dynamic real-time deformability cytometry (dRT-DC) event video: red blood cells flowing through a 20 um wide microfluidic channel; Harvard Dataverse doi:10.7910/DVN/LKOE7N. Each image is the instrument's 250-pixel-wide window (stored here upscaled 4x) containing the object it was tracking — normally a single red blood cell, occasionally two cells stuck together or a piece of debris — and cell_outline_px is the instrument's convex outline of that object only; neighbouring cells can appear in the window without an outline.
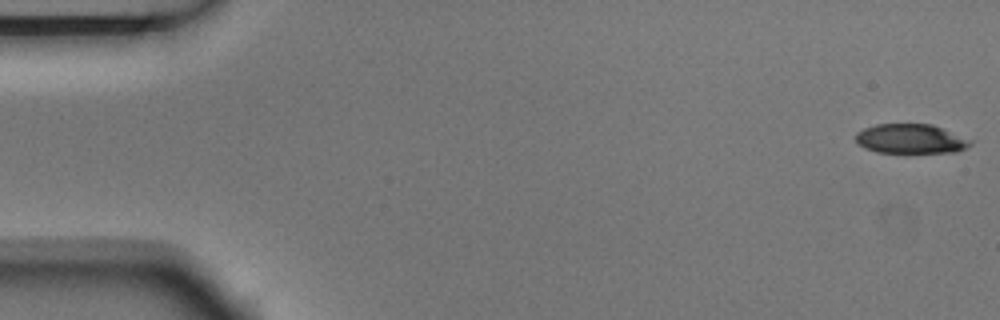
{"species": "Egyptian fruit bat (a non-hibernating species)", "species_latin": "Rousettus aegyptiacus", "temperature_condition": "room temperature", "stored_images_in_passage": 6, "camera_frame_rate_fps": 3000, "um_per_image_px": 0.085, "animal": {"sex": "male"}, "frame": {"image": 1, "passage_image": 1, "time_ms": 0.0, "image_size_px": [1000, 320], "cell_outline_px": [[976, 140], [968, 148], [956, 152], [876, 152], [856, 144], [856, 132], [864, 128], [876, 124], [932, 124]], "centroid_in_image_um": [77.47, 11.79], "position_along_channel_um": 7.5, "area_um2": 20.0}}
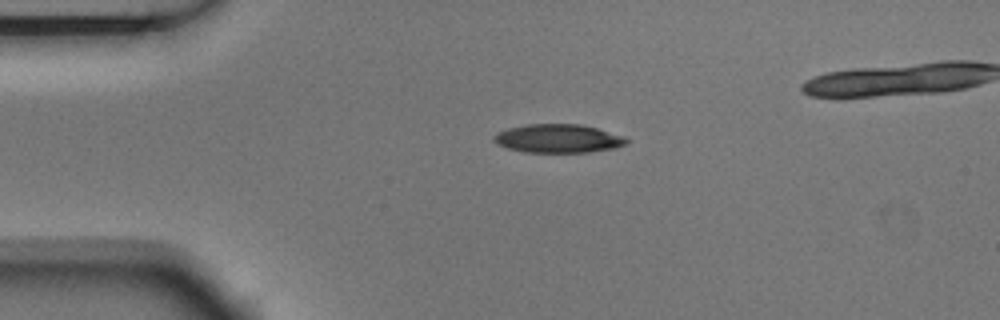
{"frame": {"image": 2, "passage_image": 4, "time_ms": 1.0, "image_size_px": [1000, 320], "cell_outline_px": [[628, 140], [624, 144], [616, 148], [592, 152], [524, 152], [508, 148], [492, 140], [492, 136], [496, 132], [508, 128], [528, 124], [580, 124], [596, 128], [624, 136]], "centroid_in_image_um": [47.43, 11.77], "position_along_channel_um": 37.6, "area_um2": 22.02}}